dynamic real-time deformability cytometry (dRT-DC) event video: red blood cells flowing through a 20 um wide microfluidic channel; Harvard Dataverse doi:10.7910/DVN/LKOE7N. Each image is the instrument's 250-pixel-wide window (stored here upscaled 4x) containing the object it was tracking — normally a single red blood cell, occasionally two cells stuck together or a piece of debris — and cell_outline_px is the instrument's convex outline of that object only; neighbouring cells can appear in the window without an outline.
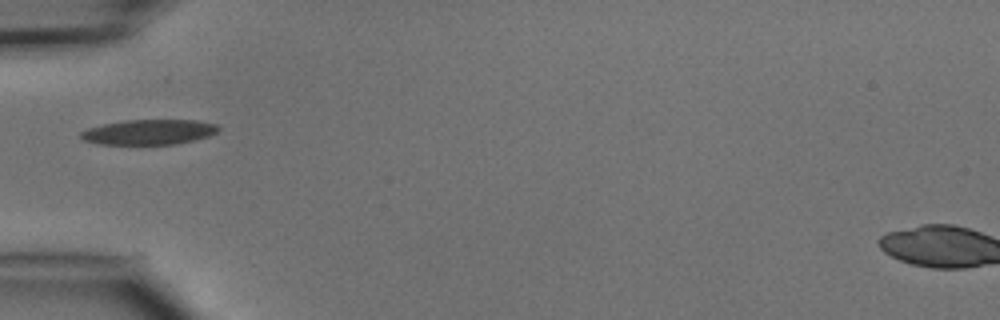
{"species": "common noctule bat (a hibernating species)", "species_latin": "Nyctalus noctula", "temperature_condition": "cold", "stored_images_in_passage": 2, "camera_frame_rate_fps": 3000, "um_per_image_px": 0.085, "animal": {"sex": "male", "body_mass_g": 15.6}, "frame": {"image": 1, "passage_image": 1, "time_ms": 0.0, "image_size_px": [1000, 320], "cell_outline_px": [[220, 128], [216, 132], [208, 136], [176, 144], [100, 144], [84, 140], [80, 136], [80, 132], [88, 128], [104, 124], [124, 120], [196, 120], [216, 124]], "centroid_in_image_um": [12.65, 11.22], "position_along_channel_um": 72.3, "area_um2": 19.94}}